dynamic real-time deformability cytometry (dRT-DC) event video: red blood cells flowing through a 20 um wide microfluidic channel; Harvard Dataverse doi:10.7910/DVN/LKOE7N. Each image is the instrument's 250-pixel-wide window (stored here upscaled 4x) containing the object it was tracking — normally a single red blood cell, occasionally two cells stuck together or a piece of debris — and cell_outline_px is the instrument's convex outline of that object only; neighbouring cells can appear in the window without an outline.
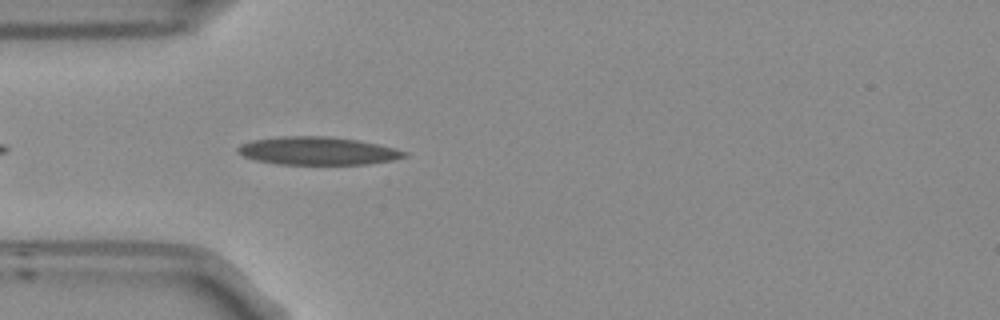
{"species": "Egyptian fruit bat (a non-hibernating species)", "species_latin": "Rousettus aegyptiacus", "temperature_condition": "room temperature", "stored_images_in_passage": 41, "camera_frame_rate_fps": 3000, "um_per_image_px": 0.085, "frame": {"image": 1, "passage_image": 3, "time_ms": 0.667, "image_size_px": [1000, 320], "cell_outline_px": [[408, 156], [392, 160], [368, 164], [280, 164], [256, 160], [244, 156], [236, 152], [236, 148], [240, 144], [252, 140], [280, 136], [328, 136], [356, 140], [396, 148], [408, 152]], "centroid_in_image_um": [26.99, 12.82], "position_along_channel_um": 58.0, "area_um2": 27.17}}
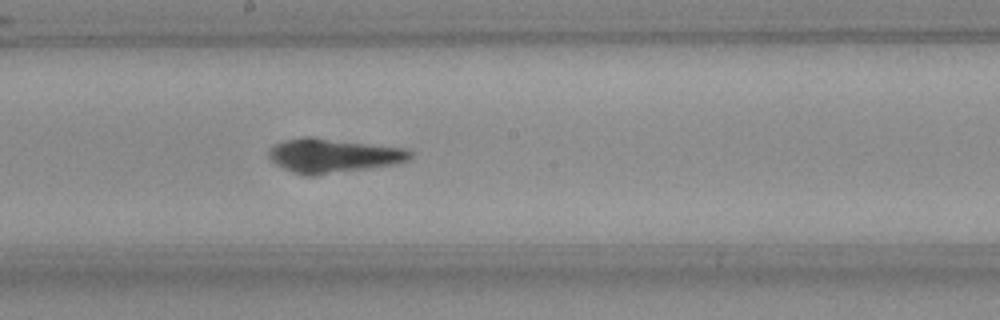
{"frame": {"image": 2, "passage_image": 16, "time_ms": 5.0, "image_size_px": [1000, 320], "cell_outline_px": [[412, 156], [408, 160], [396, 164], [364, 168], [328, 172], [296, 172], [284, 168], [268, 160], [268, 148], [272, 144], [280, 140], [308, 136], [408, 148], [412, 152]], "centroid_in_image_um": [28.3, 13.15], "position_along_channel_um": 219.9, "area_um2": 27.4}}
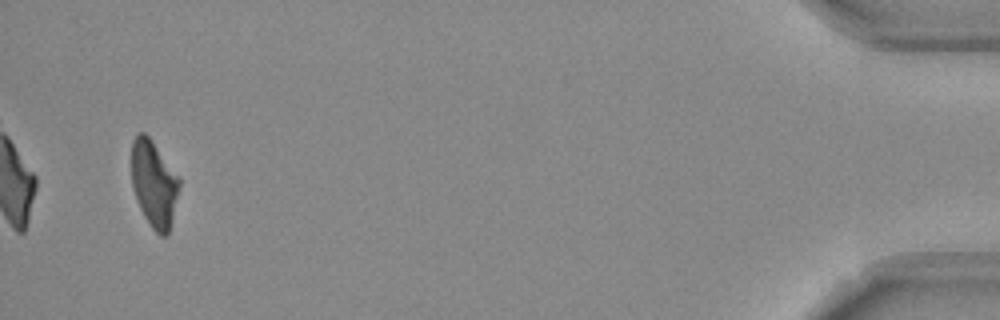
{"frame": {"image": 3, "passage_image": 39, "time_ms": 12.667, "image_size_px": [1000, 320], "cell_outline_px": [[180, 184], [168, 236], [160, 236], [152, 228], [144, 216], [136, 200], [132, 188], [132, 140], [136, 132], [144, 132], [152, 140], [180, 176]], "centroid_in_image_um": [13.09, 15.6], "position_along_channel_um": 422.1, "area_um2": 24.33}, "authors_computed_cell_mechanics": {"area_um2": 25.8366, "velocity_mm_per_s": 3.7698, "shape_relaxation_time_tau1_ms": null, "shape_relaxation_time_tau2_ms": 3.4958, "deformation_change_tau1": null, "deformation_change_tau2": 0.1058}}